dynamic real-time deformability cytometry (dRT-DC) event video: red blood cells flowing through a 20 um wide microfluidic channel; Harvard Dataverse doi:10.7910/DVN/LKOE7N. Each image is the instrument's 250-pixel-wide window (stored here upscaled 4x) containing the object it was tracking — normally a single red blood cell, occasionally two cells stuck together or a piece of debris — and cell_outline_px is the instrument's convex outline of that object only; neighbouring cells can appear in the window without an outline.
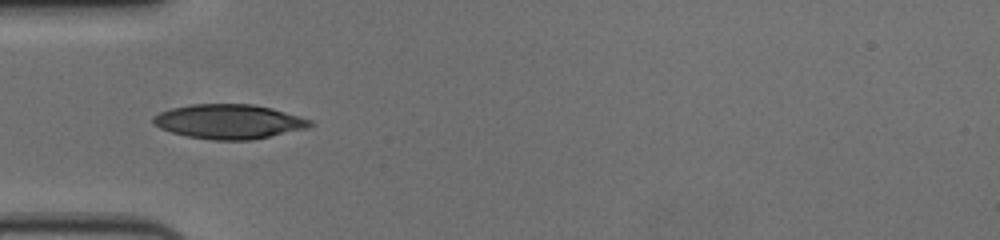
{"species": "human", "species_latin": "Homo sapiens", "temperature_condition": "cold", "stored_images_in_passage": 39, "camera_frame_rate_fps": 3000, "um_per_image_px": 0.085, "donor": {"sex": "female"}, "frame": {"image": 1, "passage_image": 1, "time_ms": 0.0, "image_size_px": [1000, 240], "cell_outline_px": [[312, 124], [308, 128], [252, 140], [212, 140], [184, 136], [160, 128], [152, 120], [152, 116], [160, 112], [172, 108], [192, 104], [252, 104], [272, 108], [312, 120]], "centroid_in_image_um": [19.45, 10.34], "position_along_channel_um": 65.5, "area_um2": 31.5}}
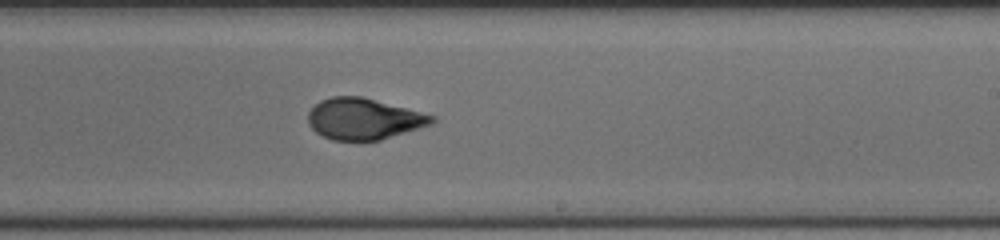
{"frame": {"image": 2, "passage_image": 17, "time_ms": 5.333, "image_size_px": [1000, 240], "cell_outline_px": [[436, 120], [432, 124], [380, 140], [332, 140], [316, 132], [308, 124], [308, 112], [320, 100], [332, 96], [360, 96], [436, 116]], "centroid_in_image_um": [30.91, 10.1], "position_along_channel_um": 258.1, "area_um2": 29.48}}
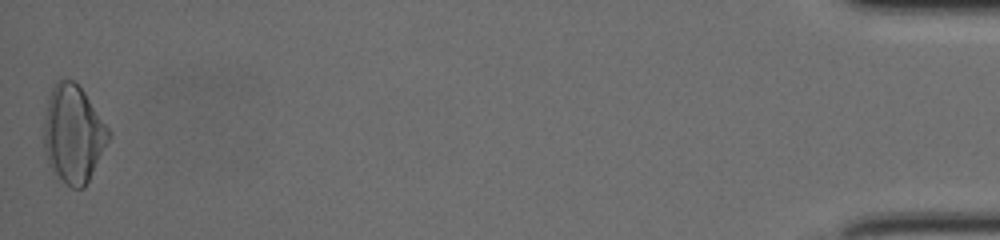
{"frame": {"image": 3, "passage_image": 39, "time_ms": 12.667, "image_size_px": [1000, 240], "cell_outline_px": [[112, 136], [84, 188], [72, 188], [52, 172], [48, 164], [44, 148], [44, 116], [48, 96], [56, 80], [60, 76], [72, 80], [84, 92], [112, 132]], "centroid_in_image_um": [6.22, 11.37], "position_along_channel_um": 429.0, "area_um2": 37.17}, "authors_computed_cell_mechanics": {"area_um2": 30.7496, "velocity_mm_per_s": 3.6362, "shape_relaxation_time_tau1_ms": 5.4376, "shape_relaxation_time_tau2_ms": 1.2886, "deformation_change_tau1": 0.2066, "deformation_change_tau2": 0.0613}}